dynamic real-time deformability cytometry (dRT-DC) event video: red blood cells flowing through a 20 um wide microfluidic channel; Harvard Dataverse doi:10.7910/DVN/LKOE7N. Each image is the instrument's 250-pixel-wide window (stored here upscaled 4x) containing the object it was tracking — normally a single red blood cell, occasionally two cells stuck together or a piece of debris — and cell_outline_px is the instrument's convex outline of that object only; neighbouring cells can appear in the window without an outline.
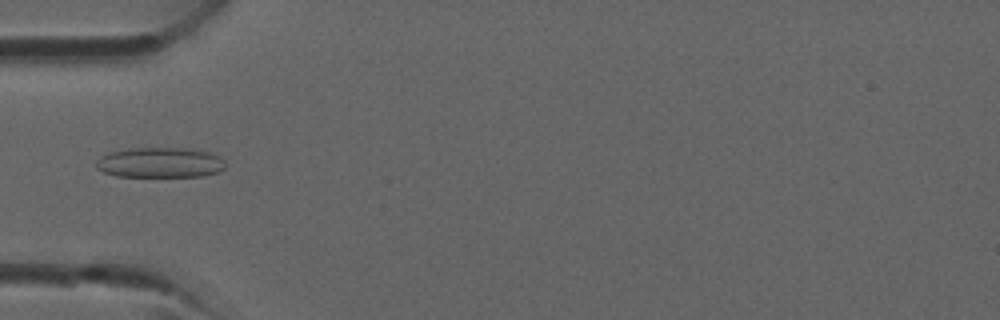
{"species": "common noctule bat (a hibernating species)", "species_latin": "Nyctalus noctula", "temperature_condition": "room temperature", "stored_images_in_passage": 27, "camera_frame_rate_fps": 3000, "um_per_image_px": 0.085, "animal": {"sex": "male", "forearm_length_mm": 52.5}, "frame": {"image": 1, "passage_image": 12, "time_ms": 3.667, "image_size_px": [1000, 320], "cell_outline_px": [[224, 168], [220, 172], [204, 176], [116, 176], [104, 172], [96, 168], [96, 164], [108, 152], [128, 148], [184, 148], [208, 152], [220, 156], [224, 160]], "centroid_in_image_um": [13.64, 13.82], "position_along_channel_um": 71.4, "area_um2": 22.66}}
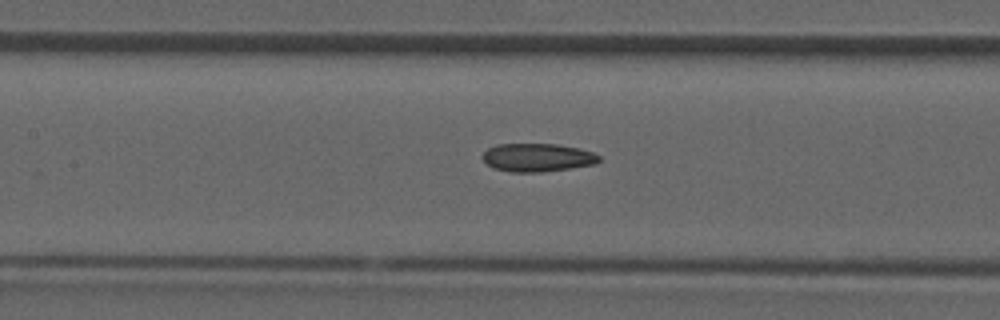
{"frame": {"image": 2, "passage_image": 17, "time_ms": 5.333, "image_size_px": [1000, 320], "cell_outline_px": [[600, 160], [596, 164], [540, 172], [512, 172], [492, 168], [480, 156], [488, 148], [496, 144], [556, 144], [580, 148], [592, 152], [600, 156]], "centroid_in_image_um": [45.66, 13.38], "position_along_channel_um": 161.7, "area_um2": 19.19}}
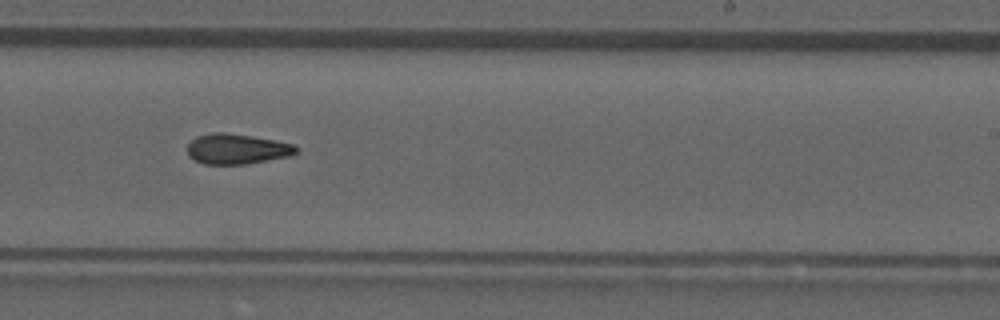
{"frame": {"image": 3, "passage_image": 23, "time_ms": 7.333, "image_size_px": [1000, 320], "cell_outline_px": [[300, 152], [292, 156], [248, 164], [204, 164], [188, 156], [188, 144], [196, 136], [212, 132], [224, 132], [252, 136], [292, 144]], "centroid_in_image_um": [20.14, 12.67], "position_along_channel_um": 268.9, "area_um2": 19.25}}